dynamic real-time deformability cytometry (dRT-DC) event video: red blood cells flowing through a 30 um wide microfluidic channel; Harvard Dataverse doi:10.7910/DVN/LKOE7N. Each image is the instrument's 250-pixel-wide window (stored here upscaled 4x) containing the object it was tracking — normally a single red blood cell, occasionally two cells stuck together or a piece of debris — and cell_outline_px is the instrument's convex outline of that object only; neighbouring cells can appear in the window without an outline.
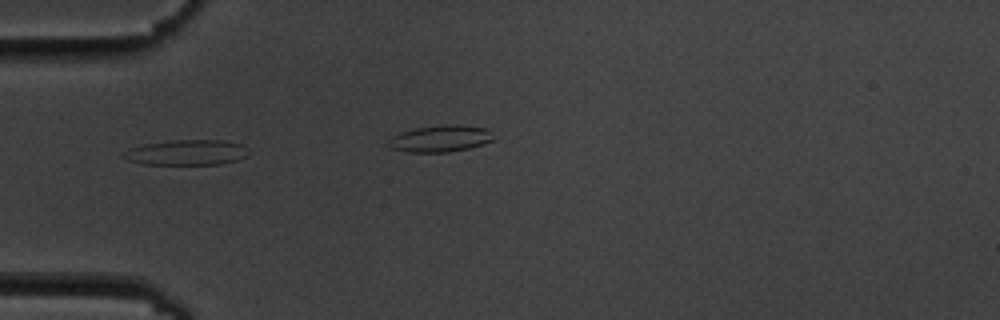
{"species": "common noctule bat (a hibernating species)", "species_latin": "Nyctalus noctula", "temperature_condition": "cold", "stored_images_in_passage": 7, "camera_frame_rate_fps": 3000, "um_per_image_px": 0.085, "animal": {"sex": "male", "body_mass_g": 19.5, "forearm_length_mm": 54.6}, "frame": {"image": 1, "passage_image": 5, "time_ms": 4.667, "image_size_px": [1000, 320], "cell_outline_px": [[248, 156], [236, 160], [220, 164], [144, 164], [128, 160], [120, 156], [128, 148], [144, 144], [172, 140], [224, 140], [244, 144], [248, 148]], "centroid_in_image_um": [15.88, 12.95], "position_along_channel_um": 69.1, "area_um2": 18.61}}